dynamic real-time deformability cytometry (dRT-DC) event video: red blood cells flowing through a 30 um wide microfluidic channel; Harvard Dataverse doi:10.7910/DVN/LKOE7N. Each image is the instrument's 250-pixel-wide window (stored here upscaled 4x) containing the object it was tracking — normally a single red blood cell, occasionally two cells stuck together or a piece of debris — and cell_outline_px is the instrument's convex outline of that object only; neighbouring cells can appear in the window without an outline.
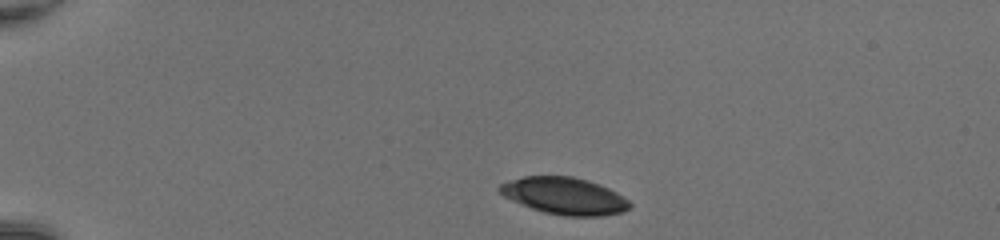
{"species": "common noctule bat (a hibernating species)", "species_latin": "Nyctalus noctula", "temperature_condition": "room temperature", "stored_images_in_passage": 42, "camera_frame_rate_fps": 3000, "um_per_image_px": 0.085, "animal": {"sex": "female", "body_mass_g": 20.0, "forearm_length_mm": 54.0}, "frame": {"image": 1, "passage_image": 1, "time_ms": 0.0, "image_size_px": [1000, 240], "cell_outline_px": [[632, 204], [628, 208], [620, 212], [600, 216], [564, 216], [544, 212], [532, 208], [512, 200], [504, 196], [496, 188], [500, 184], [524, 176], [572, 176], [588, 180], [600, 184], [616, 192], [628, 200]], "centroid_in_image_um": [47.97, 16.64], "position_along_channel_um": 37.0, "area_um2": 27.8}}
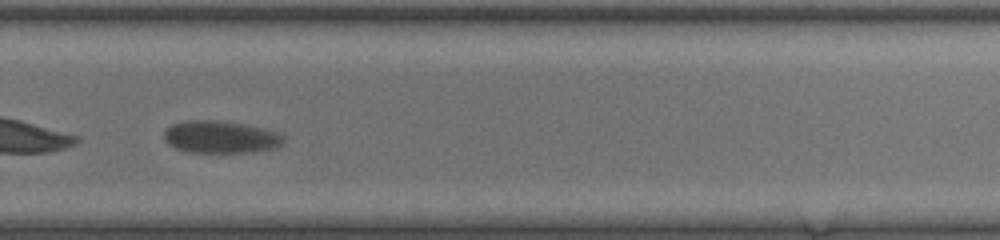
{"frame": {"image": 2, "passage_image": 27, "time_ms": 8.667, "image_size_px": [1000, 240], "cell_outline_px": [[288, 136], [284, 144], [272, 148], [252, 152], [192, 152], [176, 148], [168, 144], [164, 140], [164, 132], [172, 124], [184, 120], [212, 120], [248, 124], [264, 128]], "centroid_in_image_um": [18.8, 11.63], "position_along_channel_um": 311.0, "area_um2": 22.72}}
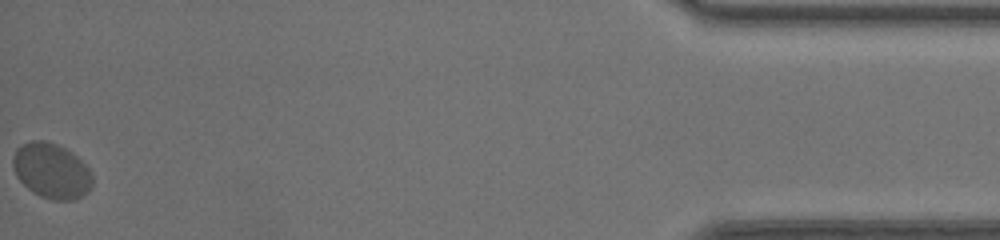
{"frame": {"image": 3, "passage_image": 42, "time_ms": 13.667, "image_size_px": [1000, 240], "cell_outline_px": [[92, 188], [88, 192], [72, 200], [52, 200], [40, 196], [32, 192], [16, 176], [12, 164], [12, 156], [16, 148], [20, 144], [28, 140], [44, 140], [56, 144], [72, 152], [92, 172]], "centroid_in_image_um": [4.35, 14.5], "position_along_channel_um": 430.8, "area_um2": 25.78}}